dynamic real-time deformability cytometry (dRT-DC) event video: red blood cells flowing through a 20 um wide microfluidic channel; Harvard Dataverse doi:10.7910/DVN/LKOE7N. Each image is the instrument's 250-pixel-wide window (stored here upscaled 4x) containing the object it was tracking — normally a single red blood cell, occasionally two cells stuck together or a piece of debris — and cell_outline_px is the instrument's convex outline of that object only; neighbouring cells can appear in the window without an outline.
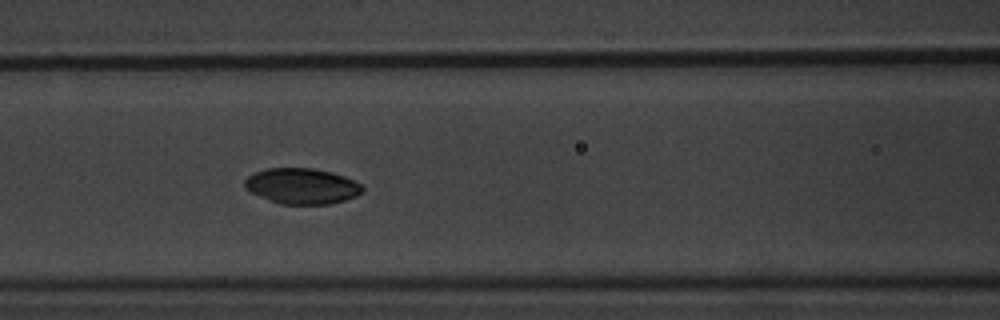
{"species": "common noctule bat (a hibernating species)", "species_latin": "Nyctalus noctula", "temperature_condition": "warm", "stored_images_in_passage": 8, "segment_of_instrument_passage": [1, 2], "camera_frame_rate_fps": 3000, "um_per_image_px": 0.085, "animal": {"sex": "male", "body_mass_g": 20.1, "forearm_length_mm": 53.5}, "frame": {"image": 1, "passage_image": 7, "time_ms": 7.667, "image_size_px": [1000, 320], "cell_outline_px": [[364, 188], [356, 196], [332, 204], [280, 204], [268, 200], [244, 188], [244, 180], [248, 176], [256, 172], [268, 168], [312, 168], [332, 172], [344, 176], [360, 184]], "centroid_in_image_um": [25.64, 15.82], "position_along_channel_um": 141.0, "area_um2": 24.39}}